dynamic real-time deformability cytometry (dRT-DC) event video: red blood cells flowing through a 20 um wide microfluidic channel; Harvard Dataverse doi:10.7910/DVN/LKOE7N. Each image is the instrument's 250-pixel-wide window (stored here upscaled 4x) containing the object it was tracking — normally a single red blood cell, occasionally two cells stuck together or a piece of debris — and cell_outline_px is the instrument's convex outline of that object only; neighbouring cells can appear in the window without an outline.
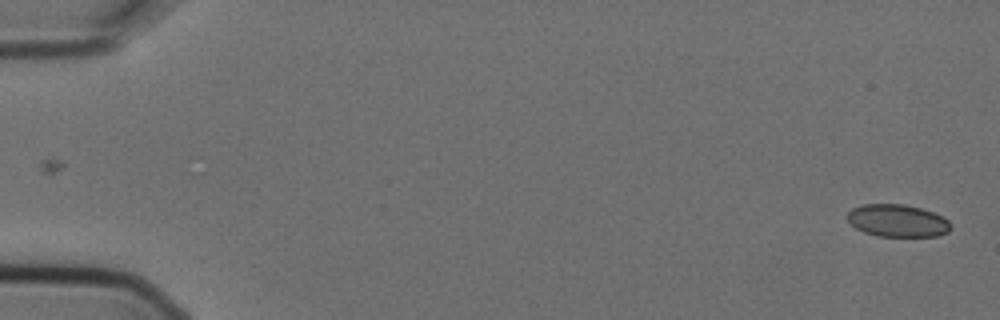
{"species": "Egyptian fruit bat (a non-hibernating species)", "species_latin": "Rousettus aegyptiacus", "temperature_condition": "cold", "stored_images_in_passage": 2, "camera_frame_rate_fps": 3000, "um_per_image_px": 0.085, "animal": {"sex": "female"}, "frame": {"image": 1, "passage_image": 2, "time_ms": 0.333, "image_size_px": [1000, 320], "cell_outline_px": [[952, 224], [948, 232], [936, 236], [876, 236], [864, 232], [856, 228], [848, 220], [848, 212], [852, 208], [864, 204], [904, 204], [920, 208], [932, 212], [948, 220]], "centroid_in_image_um": [76.28, 18.76], "position_along_channel_um": 8.7, "area_um2": 19.42}}